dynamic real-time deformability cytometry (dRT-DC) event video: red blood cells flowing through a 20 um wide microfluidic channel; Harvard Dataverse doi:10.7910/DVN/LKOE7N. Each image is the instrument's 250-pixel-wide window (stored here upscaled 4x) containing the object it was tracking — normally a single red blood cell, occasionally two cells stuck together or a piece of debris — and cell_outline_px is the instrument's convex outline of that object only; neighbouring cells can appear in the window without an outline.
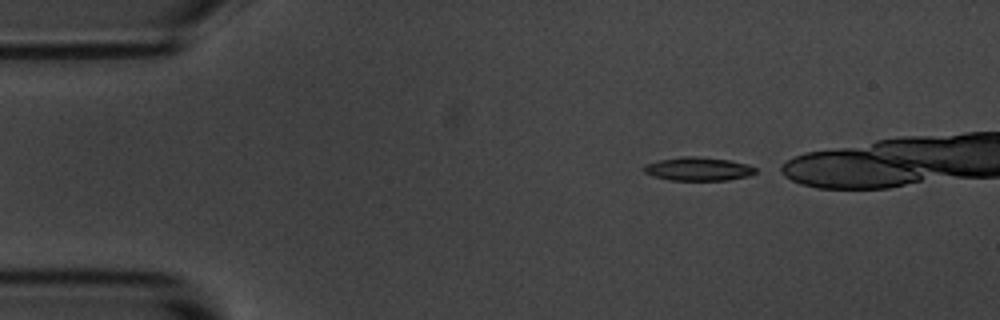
{"species": "common noctule bat (a hibernating species)", "species_latin": "Nyctalus noctula", "temperature_condition": "room temperature", "stored_images_in_passage": 4, "camera_frame_rate_fps": 3000, "um_per_image_px": 0.085, "animal": {"sex": "male", "body_mass_g": 20.1, "forearm_length_mm": 53.5}, "frame": {"image": 1, "passage_image": 1, "time_ms": 0.0, "image_size_px": [1000, 320], "cell_outline_px": [[756, 172], [748, 176], [728, 180], [668, 180], [652, 176], [644, 172], [644, 164], [660, 160], [684, 156], [696, 156], [728, 160], [748, 164], [756, 168]], "centroid_in_image_um": [59.34, 14.36], "position_along_channel_um": 25.7, "area_um2": 15.26}}